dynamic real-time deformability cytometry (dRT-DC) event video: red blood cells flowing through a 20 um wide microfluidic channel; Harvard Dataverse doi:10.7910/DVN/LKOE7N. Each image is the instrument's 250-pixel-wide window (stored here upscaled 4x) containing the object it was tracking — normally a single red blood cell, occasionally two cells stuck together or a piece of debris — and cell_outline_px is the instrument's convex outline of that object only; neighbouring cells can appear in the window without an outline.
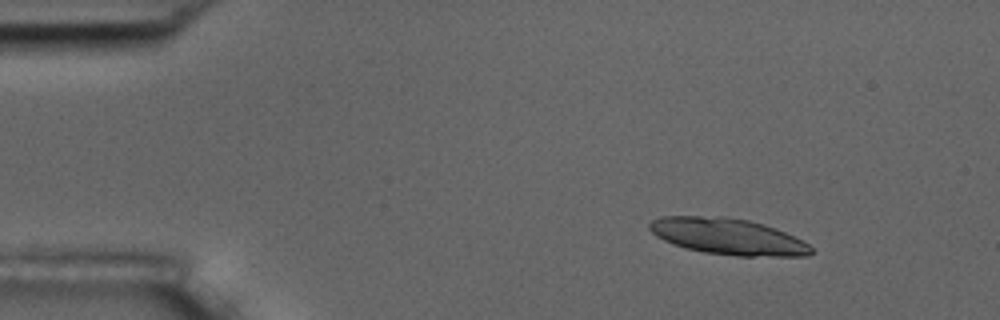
{"species": "common noctule bat (a hibernating species)", "species_latin": "Nyctalus noctula", "temperature_condition": "room temperature", "stored_images_in_passage": 5, "camera_frame_rate_fps": 3000, "um_per_image_px": 0.085, "animal": {"sex": "male", "body_mass_g": 17.5, "forearm_length_mm": 52.3}, "frame": {"image": 1, "passage_image": 1, "time_ms": 0.0, "image_size_px": [1000, 320], "cell_outline_px": [[812, 252], [808, 256], [736, 256], [704, 252], [688, 248], [664, 240], [656, 236], [648, 228], [648, 224], [652, 220], [660, 216], [724, 216], [748, 220], [764, 224], [776, 228], [808, 244], [812, 248]], "centroid_in_image_um": [61.86, 20.09], "position_along_channel_um": 23.1, "area_um2": 33.99}}